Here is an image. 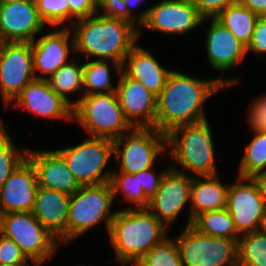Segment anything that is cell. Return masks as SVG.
<instances>
[{"label": "cell", "mask_w": 266, "mask_h": 266, "mask_svg": "<svg viewBox=\"0 0 266 266\" xmlns=\"http://www.w3.org/2000/svg\"><path fill=\"white\" fill-rule=\"evenodd\" d=\"M238 81L225 80L221 75L204 80L172 70L157 96L155 128L167 134L178 126L207 120L203 109L205 101Z\"/></svg>", "instance_id": "cell-1"}, {"label": "cell", "mask_w": 266, "mask_h": 266, "mask_svg": "<svg viewBox=\"0 0 266 266\" xmlns=\"http://www.w3.org/2000/svg\"><path fill=\"white\" fill-rule=\"evenodd\" d=\"M72 25L75 52L85 53L89 59L93 56L112 61L117 75L122 72L125 57L141 35L131 23L103 16L99 12L75 20Z\"/></svg>", "instance_id": "cell-2"}, {"label": "cell", "mask_w": 266, "mask_h": 266, "mask_svg": "<svg viewBox=\"0 0 266 266\" xmlns=\"http://www.w3.org/2000/svg\"><path fill=\"white\" fill-rule=\"evenodd\" d=\"M167 229L147 208L128 207L116 211L108 233L119 263L134 266L167 237Z\"/></svg>", "instance_id": "cell-3"}, {"label": "cell", "mask_w": 266, "mask_h": 266, "mask_svg": "<svg viewBox=\"0 0 266 266\" xmlns=\"http://www.w3.org/2000/svg\"><path fill=\"white\" fill-rule=\"evenodd\" d=\"M211 131L209 121L204 120L167 133V154L182 170L173 165L171 168L184 174L189 171L192 176L218 174Z\"/></svg>", "instance_id": "cell-4"}, {"label": "cell", "mask_w": 266, "mask_h": 266, "mask_svg": "<svg viewBox=\"0 0 266 266\" xmlns=\"http://www.w3.org/2000/svg\"><path fill=\"white\" fill-rule=\"evenodd\" d=\"M72 119L89 137L115 140L134 128L125 118L116 91L85 95L74 100Z\"/></svg>", "instance_id": "cell-5"}, {"label": "cell", "mask_w": 266, "mask_h": 266, "mask_svg": "<svg viewBox=\"0 0 266 266\" xmlns=\"http://www.w3.org/2000/svg\"><path fill=\"white\" fill-rule=\"evenodd\" d=\"M114 201L110 182L98 185H82L71 195L69 202L66 244L91 227L104 222L109 230L116 211L111 210Z\"/></svg>", "instance_id": "cell-6"}, {"label": "cell", "mask_w": 266, "mask_h": 266, "mask_svg": "<svg viewBox=\"0 0 266 266\" xmlns=\"http://www.w3.org/2000/svg\"><path fill=\"white\" fill-rule=\"evenodd\" d=\"M0 233L13 240L34 266H42L60 247L58 239L42 226L32 212L0 215Z\"/></svg>", "instance_id": "cell-7"}, {"label": "cell", "mask_w": 266, "mask_h": 266, "mask_svg": "<svg viewBox=\"0 0 266 266\" xmlns=\"http://www.w3.org/2000/svg\"><path fill=\"white\" fill-rule=\"evenodd\" d=\"M166 149L167 135L156 128L135 127L113 140V155L120 172L130 174L154 167Z\"/></svg>", "instance_id": "cell-8"}, {"label": "cell", "mask_w": 266, "mask_h": 266, "mask_svg": "<svg viewBox=\"0 0 266 266\" xmlns=\"http://www.w3.org/2000/svg\"><path fill=\"white\" fill-rule=\"evenodd\" d=\"M175 242L185 266H238V240L204 235L186 225Z\"/></svg>", "instance_id": "cell-9"}, {"label": "cell", "mask_w": 266, "mask_h": 266, "mask_svg": "<svg viewBox=\"0 0 266 266\" xmlns=\"http://www.w3.org/2000/svg\"><path fill=\"white\" fill-rule=\"evenodd\" d=\"M64 158L68 169L81 185H98L110 182L112 171H105L113 156V140L89 137L76 146L56 149Z\"/></svg>", "instance_id": "cell-10"}, {"label": "cell", "mask_w": 266, "mask_h": 266, "mask_svg": "<svg viewBox=\"0 0 266 266\" xmlns=\"http://www.w3.org/2000/svg\"><path fill=\"white\" fill-rule=\"evenodd\" d=\"M137 16V29H154L165 34L184 35L210 18H204L190 0H160Z\"/></svg>", "instance_id": "cell-11"}, {"label": "cell", "mask_w": 266, "mask_h": 266, "mask_svg": "<svg viewBox=\"0 0 266 266\" xmlns=\"http://www.w3.org/2000/svg\"><path fill=\"white\" fill-rule=\"evenodd\" d=\"M35 79L31 42H0V93L5 107Z\"/></svg>", "instance_id": "cell-12"}, {"label": "cell", "mask_w": 266, "mask_h": 266, "mask_svg": "<svg viewBox=\"0 0 266 266\" xmlns=\"http://www.w3.org/2000/svg\"><path fill=\"white\" fill-rule=\"evenodd\" d=\"M226 209L231 214L238 234L258 231L266 212V202L251 177H239L230 184Z\"/></svg>", "instance_id": "cell-13"}, {"label": "cell", "mask_w": 266, "mask_h": 266, "mask_svg": "<svg viewBox=\"0 0 266 266\" xmlns=\"http://www.w3.org/2000/svg\"><path fill=\"white\" fill-rule=\"evenodd\" d=\"M193 176L170 168L146 207L167 228L190 202Z\"/></svg>", "instance_id": "cell-14"}, {"label": "cell", "mask_w": 266, "mask_h": 266, "mask_svg": "<svg viewBox=\"0 0 266 266\" xmlns=\"http://www.w3.org/2000/svg\"><path fill=\"white\" fill-rule=\"evenodd\" d=\"M31 45L33 71L36 79L47 80L61 66L69 63L68 55L71 51L75 52L74 37L68 24L67 27L62 26L60 30L49 32L44 36L40 35L36 41L31 42ZM38 70L39 73H42L41 75H36Z\"/></svg>", "instance_id": "cell-15"}, {"label": "cell", "mask_w": 266, "mask_h": 266, "mask_svg": "<svg viewBox=\"0 0 266 266\" xmlns=\"http://www.w3.org/2000/svg\"><path fill=\"white\" fill-rule=\"evenodd\" d=\"M46 26L39 17L35 2L0 4L1 42H33Z\"/></svg>", "instance_id": "cell-16"}, {"label": "cell", "mask_w": 266, "mask_h": 266, "mask_svg": "<svg viewBox=\"0 0 266 266\" xmlns=\"http://www.w3.org/2000/svg\"><path fill=\"white\" fill-rule=\"evenodd\" d=\"M119 76L116 92L125 118L134 128H155L157 97L123 72Z\"/></svg>", "instance_id": "cell-17"}, {"label": "cell", "mask_w": 266, "mask_h": 266, "mask_svg": "<svg viewBox=\"0 0 266 266\" xmlns=\"http://www.w3.org/2000/svg\"><path fill=\"white\" fill-rule=\"evenodd\" d=\"M38 190L37 173L26 158L0 188V215L13 212H31Z\"/></svg>", "instance_id": "cell-18"}, {"label": "cell", "mask_w": 266, "mask_h": 266, "mask_svg": "<svg viewBox=\"0 0 266 266\" xmlns=\"http://www.w3.org/2000/svg\"><path fill=\"white\" fill-rule=\"evenodd\" d=\"M12 102L15 103L8 106L13 104L35 116L73 120V108L51 89L47 80L35 79L28 83Z\"/></svg>", "instance_id": "cell-19"}, {"label": "cell", "mask_w": 266, "mask_h": 266, "mask_svg": "<svg viewBox=\"0 0 266 266\" xmlns=\"http://www.w3.org/2000/svg\"><path fill=\"white\" fill-rule=\"evenodd\" d=\"M27 158L36 170L38 187L53 189L71 196L82 186L56 150L32 151L28 148Z\"/></svg>", "instance_id": "cell-20"}, {"label": "cell", "mask_w": 266, "mask_h": 266, "mask_svg": "<svg viewBox=\"0 0 266 266\" xmlns=\"http://www.w3.org/2000/svg\"><path fill=\"white\" fill-rule=\"evenodd\" d=\"M211 22L205 44L208 62L213 70L226 72L244 60L246 46L215 17Z\"/></svg>", "instance_id": "cell-21"}, {"label": "cell", "mask_w": 266, "mask_h": 266, "mask_svg": "<svg viewBox=\"0 0 266 266\" xmlns=\"http://www.w3.org/2000/svg\"><path fill=\"white\" fill-rule=\"evenodd\" d=\"M71 196L53 189L38 187L32 213L58 242L66 244V227Z\"/></svg>", "instance_id": "cell-22"}, {"label": "cell", "mask_w": 266, "mask_h": 266, "mask_svg": "<svg viewBox=\"0 0 266 266\" xmlns=\"http://www.w3.org/2000/svg\"><path fill=\"white\" fill-rule=\"evenodd\" d=\"M172 70L164 68L147 49L135 45L125 57L122 72L148 89L156 97Z\"/></svg>", "instance_id": "cell-23"}, {"label": "cell", "mask_w": 266, "mask_h": 266, "mask_svg": "<svg viewBox=\"0 0 266 266\" xmlns=\"http://www.w3.org/2000/svg\"><path fill=\"white\" fill-rule=\"evenodd\" d=\"M195 177V178H194ZM191 186L188 225L200 213L226 208L229 184L221 183L218 174L194 176Z\"/></svg>", "instance_id": "cell-24"}, {"label": "cell", "mask_w": 266, "mask_h": 266, "mask_svg": "<svg viewBox=\"0 0 266 266\" xmlns=\"http://www.w3.org/2000/svg\"><path fill=\"white\" fill-rule=\"evenodd\" d=\"M215 18L247 47L259 16L237 2L223 9Z\"/></svg>", "instance_id": "cell-25"}, {"label": "cell", "mask_w": 266, "mask_h": 266, "mask_svg": "<svg viewBox=\"0 0 266 266\" xmlns=\"http://www.w3.org/2000/svg\"><path fill=\"white\" fill-rule=\"evenodd\" d=\"M191 226L208 236L235 240L240 238L233 218L226 208L200 213L192 220Z\"/></svg>", "instance_id": "cell-26"}, {"label": "cell", "mask_w": 266, "mask_h": 266, "mask_svg": "<svg viewBox=\"0 0 266 266\" xmlns=\"http://www.w3.org/2000/svg\"><path fill=\"white\" fill-rule=\"evenodd\" d=\"M83 67L84 63L69 62L61 66L53 75L47 78L51 89L58 94L72 108L74 101L70 100L68 95L77 90L83 89Z\"/></svg>", "instance_id": "cell-27"}, {"label": "cell", "mask_w": 266, "mask_h": 266, "mask_svg": "<svg viewBox=\"0 0 266 266\" xmlns=\"http://www.w3.org/2000/svg\"><path fill=\"white\" fill-rule=\"evenodd\" d=\"M110 64L108 60H99L93 58L85 60L83 67V97L95 93H109L117 90L112 87Z\"/></svg>", "instance_id": "cell-28"}, {"label": "cell", "mask_w": 266, "mask_h": 266, "mask_svg": "<svg viewBox=\"0 0 266 266\" xmlns=\"http://www.w3.org/2000/svg\"><path fill=\"white\" fill-rule=\"evenodd\" d=\"M238 266H266V235L258 230L240 236Z\"/></svg>", "instance_id": "cell-29"}, {"label": "cell", "mask_w": 266, "mask_h": 266, "mask_svg": "<svg viewBox=\"0 0 266 266\" xmlns=\"http://www.w3.org/2000/svg\"><path fill=\"white\" fill-rule=\"evenodd\" d=\"M110 184L114 199L118 193H122L125 197V201L134 204V209L146 208L148 206L149 199L145 196L144 191L140 186L139 173H115L113 171L110 178Z\"/></svg>", "instance_id": "cell-30"}, {"label": "cell", "mask_w": 266, "mask_h": 266, "mask_svg": "<svg viewBox=\"0 0 266 266\" xmlns=\"http://www.w3.org/2000/svg\"><path fill=\"white\" fill-rule=\"evenodd\" d=\"M254 137L246 146L239 167V177H252L266 170V132H253Z\"/></svg>", "instance_id": "cell-31"}, {"label": "cell", "mask_w": 266, "mask_h": 266, "mask_svg": "<svg viewBox=\"0 0 266 266\" xmlns=\"http://www.w3.org/2000/svg\"><path fill=\"white\" fill-rule=\"evenodd\" d=\"M134 266H185L175 239L165 238L152 247Z\"/></svg>", "instance_id": "cell-32"}, {"label": "cell", "mask_w": 266, "mask_h": 266, "mask_svg": "<svg viewBox=\"0 0 266 266\" xmlns=\"http://www.w3.org/2000/svg\"><path fill=\"white\" fill-rule=\"evenodd\" d=\"M28 148L17 150L4 124L0 128V188L10 174L27 158Z\"/></svg>", "instance_id": "cell-33"}, {"label": "cell", "mask_w": 266, "mask_h": 266, "mask_svg": "<svg viewBox=\"0 0 266 266\" xmlns=\"http://www.w3.org/2000/svg\"><path fill=\"white\" fill-rule=\"evenodd\" d=\"M36 9L42 21L49 26L69 22L68 0H35Z\"/></svg>", "instance_id": "cell-34"}, {"label": "cell", "mask_w": 266, "mask_h": 266, "mask_svg": "<svg viewBox=\"0 0 266 266\" xmlns=\"http://www.w3.org/2000/svg\"><path fill=\"white\" fill-rule=\"evenodd\" d=\"M20 247L0 233V265L29 264Z\"/></svg>", "instance_id": "cell-35"}, {"label": "cell", "mask_w": 266, "mask_h": 266, "mask_svg": "<svg viewBox=\"0 0 266 266\" xmlns=\"http://www.w3.org/2000/svg\"><path fill=\"white\" fill-rule=\"evenodd\" d=\"M254 100L247 112L248 126L253 132H266V97L262 95Z\"/></svg>", "instance_id": "cell-36"}, {"label": "cell", "mask_w": 266, "mask_h": 266, "mask_svg": "<svg viewBox=\"0 0 266 266\" xmlns=\"http://www.w3.org/2000/svg\"><path fill=\"white\" fill-rule=\"evenodd\" d=\"M170 168L171 167L164 169L160 174H156L154 167L139 172L140 186L149 200L156 194L162 178Z\"/></svg>", "instance_id": "cell-37"}, {"label": "cell", "mask_w": 266, "mask_h": 266, "mask_svg": "<svg viewBox=\"0 0 266 266\" xmlns=\"http://www.w3.org/2000/svg\"><path fill=\"white\" fill-rule=\"evenodd\" d=\"M254 52L256 56L266 54V17H259L253 30L252 38L246 52Z\"/></svg>", "instance_id": "cell-38"}, {"label": "cell", "mask_w": 266, "mask_h": 266, "mask_svg": "<svg viewBox=\"0 0 266 266\" xmlns=\"http://www.w3.org/2000/svg\"><path fill=\"white\" fill-rule=\"evenodd\" d=\"M204 18L216 17L223 9L238 0H190Z\"/></svg>", "instance_id": "cell-39"}, {"label": "cell", "mask_w": 266, "mask_h": 266, "mask_svg": "<svg viewBox=\"0 0 266 266\" xmlns=\"http://www.w3.org/2000/svg\"><path fill=\"white\" fill-rule=\"evenodd\" d=\"M69 20L94 16L98 12V6L93 0H68Z\"/></svg>", "instance_id": "cell-40"}, {"label": "cell", "mask_w": 266, "mask_h": 266, "mask_svg": "<svg viewBox=\"0 0 266 266\" xmlns=\"http://www.w3.org/2000/svg\"><path fill=\"white\" fill-rule=\"evenodd\" d=\"M103 12H100V11ZM98 12L103 16L120 19L128 22V9L123 0H105L98 6Z\"/></svg>", "instance_id": "cell-41"}, {"label": "cell", "mask_w": 266, "mask_h": 266, "mask_svg": "<svg viewBox=\"0 0 266 266\" xmlns=\"http://www.w3.org/2000/svg\"><path fill=\"white\" fill-rule=\"evenodd\" d=\"M238 2L257 16L266 17V0H238Z\"/></svg>", "instance_id": "cell-42"}, {"label": "cell", "mask_w": 266, "mask_h": 266, "mask_svg": "<svg viewBox=\"0 0 266 266\" xmlns=\"http://www.w3.org/2000/svg\"><path fill=\"white\" fill-rule=\"evenodd\" d=\"M251 178L256 183L259 193L266 202V170L254 174Z\"/></svg>", "instance_id": "cell-43"}, {"label": "cell", "mask_w": 266, "mask_h": 266, "mask_svg": "<svg viewBox=\"0 0 266 266\" xmlns=\"http://www.w3.org/2000/svg\"><path fill=\"white\" fill-rule=\"evenodd\" d=\"M142 1L144 2V0H123L128 9V22L134 25L136 28H137V17L135 16V14L133 13L134 11L132 10L134 9V7L136 8L137 6H139V4H142L141 3Z\"/></svg>", "instance_id": "cell-44"}, {"label": "cell", "mask_w": 266, "mask_h": 266, "mask_svg": "<svg viewBox=\"0 0 266 266\" xmlns=\"http://www.w3.org/2000/svg\"><path fill=\"white\" fill-rule=\"evenodd\" d=\"M259 231L266 235V212H265V215L261 221V224H260V227H259Z\"/></svg>", "instance_id": "cell-45"}, {"label": "cell", "mask_w": 266, "mask_h": 266, "mask_svg": "<svg viewBox=\"0 0 266 266\" xmlns=\"http://www.w3.org/2000/svg\"><path fill=\"white\" fill-rule=\"evenodd\" d=\"M20 1H30V2H34L35 0H0V4H3V3L20 2Z\"/></svg>", "instance_id": "cell-46"}, {"label": "cell", "mask_w": 266, "mask_h": 266, "mask_svg": "<svg viewBox=\"0 0 266 266\" xmlns=\"http://www.w3.org/2000/svg\"><path fill=\"white\" fill-rule=\"evenodd\" d=\"M0 266H29V264H15V265H0Z\"/></svg>", "instance_id": "cell-47"}, {"label": "cell", "mask_w": 266, "mask_h": 266, "mask_svg": "<svg viewBox=\"0 0 266 266\" xmlns=\"http://www.w3.org/2000/svg\"><path fill=\"white\" fill-rule=\"evenodd\" d=\"M97 6L101 5L105 0H93Z\"/></svg>", "instance_id": "cell-48"}, {"label": "cell", "mask_w": 266, "mask_h": 266, "mask_svg": "<svg viewBox=\"0 0 266 266\" xmlns=\"http://www.w3.org/2000/svg\"><path fill=\"white\" fill-rule=\"evenodd\" d=\"M2 124H3V120L2 118L0 119V128L2 127Z\"/></svg>", "instance_id": "cell-49"}]
</instances>
